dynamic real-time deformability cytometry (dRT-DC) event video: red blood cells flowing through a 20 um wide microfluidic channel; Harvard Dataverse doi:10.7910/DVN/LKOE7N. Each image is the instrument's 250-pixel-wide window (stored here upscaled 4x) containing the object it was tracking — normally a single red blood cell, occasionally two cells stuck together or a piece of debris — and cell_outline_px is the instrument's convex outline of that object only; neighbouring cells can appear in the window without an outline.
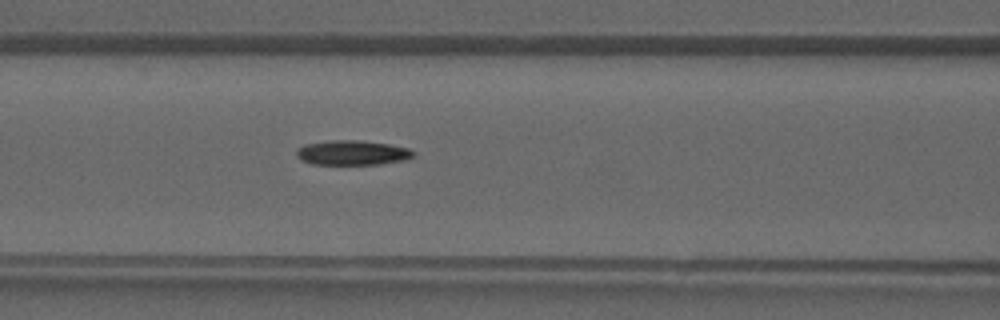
{"species": "common noctule bat (a hibernating species)", "species_latin": "Nyctalus noctula", "temperature_condition": "warm", "stored_images_in_passage": 38, "camera_frame_rate_fps": 3000, "um_per_image_px": 0.085, "animal": {"sex": "male", "forearm_length_mm": 52.5}, "frame": {"image": 1, "passage_image": 15, "time_ms": 4.667, "image_size_px": [1000, 320], "cell_outline_px": [[416, 156], [408, 160], [380, 164], [312, 164], [300, 160], [296, 156], [296, 148], [304, 144], [332, 140], [356, 140], [388, 144], [408, 148], [416, 152]], "centroid_in_image_um": [29.96, 12.99], "position_along_channel_um": 136.6, "area_um2": 17.05}}
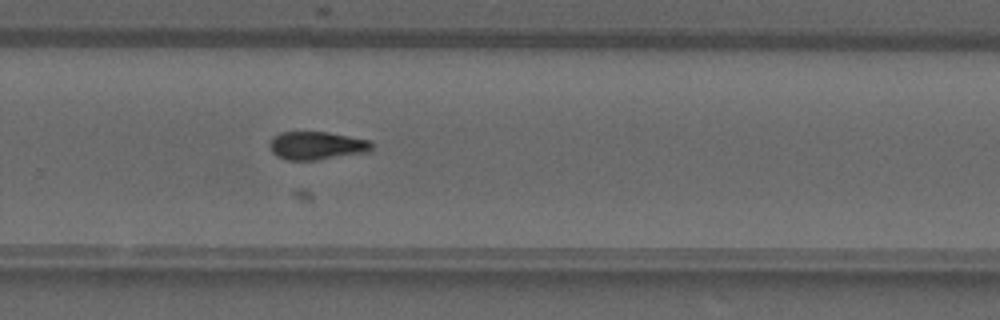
{"frame": {"image": 2, "passage_image": 25, "time_ms": 8.0, "image_size_px": [1000, 320], "cell_outline_px": [[372, 148], [368, 152], [316, 160], [288, 160], [276, 156], [272, 152], [268, 144], [268, 140], [272, 136], [280, 132], [328, 132], [372, 140]], "centroid_in_image_um": [26.89, 12.37], "position_along_channel_um": 302.9, "area_um2": 16.99}}
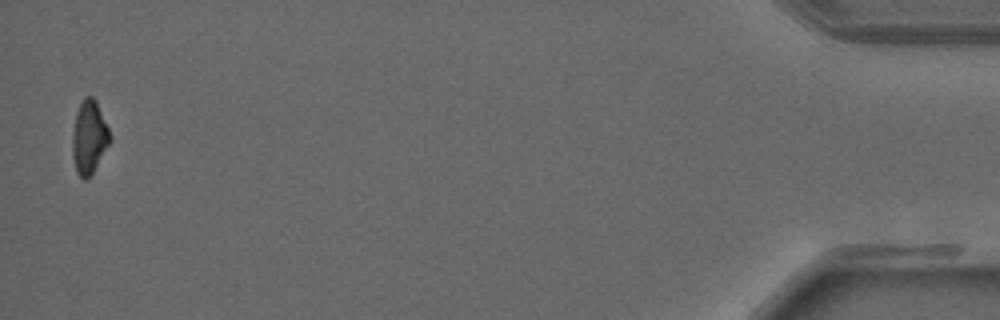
{"frame": {"image": 3, "passage_image": 38, "time_ms": 12.333, "image_size_px": [1000, 320], "cell_outline_px": [[112, 136], [108, 144], [92, 172], [84, 180], [76, 172], [72, 156], [72, 136], [76, 112], [84, 96], [92, 96], [96, 100]], "centroid_in_image_um": [7.56, 11.62], "position_along_channel_um": 427.6, "area_um2": 15.78}}